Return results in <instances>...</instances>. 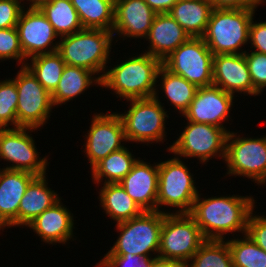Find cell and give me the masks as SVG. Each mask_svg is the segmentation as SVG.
Wrapping results in <instances>:
<instances>
[{
	"mask_svg": "<svg viewBox=\"0 0 266 267\" xmlns=\"http://www.w3.org/2000/svg\"><path fill=\"white\" fill-rule=\"evenodd\" d=\"M161 77V90L163 89L165 98H168L175 109L182 115L188 109L194 99L197 87L188 82L185 78L175 75L167 70L163 65L159 68L157 78Z\"/></svg>",
	"mask_w": 266,
	"mask_h": 267,
	"instance_id": "obj_30",
	"label": "cell"
},
{
	"mask_svg": "<svg viewBox=\"0 0 266 267\" xmlns=\"http://www.w3.org/2000/svg\"><path fill=\"white\" fill-rule=\"evenodd\" d=\"M244 55L253 82L254 96L259 95L266 87V54L245 51Z\"/></svg>",
	"mask_w": 266,
	"mask_h": 267,
	"instance_id": "obj_36",
	"label": "cell"
},
{
	"mask_svg": "<svg viewBox=\"0 0 266 267\" xmlns=\"http://www.w3.org/2000/svg\"><path fill=\"white\" fill-rule=\"evenodd\" d=\"M99 196L101 207L117 223L130 220L144 212L119 183L103 184Z\"/></svg>",
	"mask_w": 266,
	"mask_h": 267,
	"instance_id": "obj_26",
	"label": "cell"
},
{
	"mask_svg": "<svg viewBox=\"0 0 266 267\" xmlns=\"http://www.w3.org/2000/svg\"><path fill=\"white\" fill-rule=\"evenodd\" d=\"M189 171L178 156L158 163L157 211L164 205L179 208L175 213L191 212L199 192Z\"/></svg>",
	"mask_w": 266,
	"mask_h": 267,
	"instance_id": "obj_8",
	"label": "cell"
},
{
	"mask_svg": "<svg viewBox=\"0 0 266 267\" xmlns=\"http://www.w3.org/2000/svg\"><path fill=\"white\" fill-rule=\"evenodd\" d=\"M151 267H186V265L182 262L160 258L156 255Z\"/></svg>",
	"mask_w": 266,
	"mask_h": 267,
	"instance_id": "obj_43",
	"label": "cell"
},
{
	"mask_svg": "<svg viewBox=\"0 0 266 267\" xmlns=\"http://www.w3.org/2000/svg\"><path fill=\"white\" fill-rule=\"evenodd\" d=\"M4 169H5V168H2V170L0 169V176H1L2 172L4 171Z\"/></svg>",
	"mask_w": 266,
	"mask_h": 267,
	"instance_id": "obj_45",
	"label": "cell"
},
{
	"mask_svg": "<svg viewBox=\"0 0 266 267\" xmlns=\"http://www.w3.org/2000/svg\"><path fill=\"white\" fill-rule=\"evenodd\" d=\"M150 256H140L127 253L124 255H104L97 263V267H151L153 262Z\"/></svg>",
	"mask_w": 266,
	"mask_h": 267,
	"instance_id": "obj_37",
	"label": "cell"
},
{
	"mask_svg": "<svg viewBox=\"0 0 266 267\" xmlns=\"http://www.w3.org/2000/svg\"><path fill=\"white\" fill-rule=\"evenodd\" d=\"M158 98L156 92L154 97L128 100L131 107L127 113H118L126 141L148 144L165 140V121L168 115Z\"/></svg>",
	"mask_w": 266,
	"mask_h": 267,
	"instance_id": "obj_7",
	"label": "cell"
},
{
	"mask_svg": "<svg viewBox=\"0 0 266 267\" xmlns=\"http://www.w3.org/2000/svg\"><path fill=\"white\" fill-rule=\"evenodd\" d=\"M214 8L256 9L263 0H210Z\"/></svg>",
	"mask_w": 266,
	"mask_h": 267,
	"instance_id": "obj_41",
	"label": "cell"
},
{
	"mask_svg": "<svg viewBox=\"0 0 266 267\" xmlns=\"http://www.w3.org/2000/svg\"><path fill=\"white\" fill-rule=\"evenodd\" d=\"M93 72L76 66L65 65L56 89L51 93L53 106L65 104L81 95L93 84L101 85L100 77L94 78Z\"/></svg>",
	"mask_w": 266,
	"mask_h": 267,
	"instance_id": "obj_25",
	"label": "cell"
},
{
	"mask_svg": "<svg viewBox=\"0 0 266 267\" xmlns=\"http://www.w3.org/2000/svg\"><path fill=\"white\" fill-rule=\"evenodd\" d=\"M186 267H233L227 241L206 240L189 260Z\"/></svg>",
	"mask_w": 266,
	"mask_h": 267,
	"instance_id": "obj_32",
	"label": "cell"
},
{
	"mask_svg": "<svg viewBox=\"0 0 266 267\" xmlns=\"http://www.w3.org/2000/svg\"><path fill=\"white\" fill-rule=\"evenodd\" d=\"M15 59L21 66H25L26 57L19 42V34L16 27L0 29V60ZM23 60V61H22ZM24 62V63H23Z\"/></svg>",
	"mask_w": 266,
	"mask_h": 267,
	"instance_id": "obj_35",
	"label": "cell"
},
{
	"mask_svg": "<svg viewBox=\"0 0 266 267\" xmlns=\"http://www.w3.org/2000/svg\"><path fill=\"white\" fill-rule=\"evenodd\" d=\"M213 85L233 94L243 92L254 95L253 82L243 54H217L213 56Z\"/></svg>",
	"mask_w": 266,
	"mask_h": 267,
	"instance_id": "obj_17",
	"label": "cell"
},
{
	"mask_svg": "<svg viewBox=\"0 0 266 267\" xmlns=\"http://www.w3.org/2000/svg\"><path fill=\"white\" fill-rule=\"evenodd\" d=\"M228 175L245 176L257 184L266 183V136L243 138L229 132L226 138L225 159Z\"/></svg>",
	"mask_w": 266,
	"mask_h": 267,
	"instance_id": "obj_10",
	"label": "cell"
},
{
	"mask_svg": "<svg viewBox=\"0 0 266 267\" xmlns=\"http://www.w3.org/2000/svg\"><path fill=\"white\" fill-rule=\"evenodd\" d=\"M35 174L4 169L0 176V228L18 226V208Z\"/></svg>",
	"mask_w": 266,
	"mask_h": 267,
	"instance_id": "obj_20",
	"label": "cell"
},
{
	"mask_svg": "<svg viewBox=\"0 0 266 267\" xmlns=\"http://www.w3.org/2000/svg\"><path fill=\"white\" fill-rule=\"evenodd\" d=\"M93 116L88 135H85L87 141L84 151L91 169L112 152L123 148L121 141H126L118 113H98Z\"/></svg>",
	"mask_w": 266,
	"mask_h": 267,
	"instance_id": "obj_15",
	"label": "cell"
},
{
	"mask_svg": "<svg viewBox=\"0 0 266 267\" xmlns=\"http://www.w3.org/2000/svg\"><path fill=\"white\" fill-rule=\"evenodd\" d=\"M13 80L18 91L17 128L30 127L37 130L50 117L53 108L51 94L26 66H21Z\"/></svg>",
	"mask_w": 266,
	"mask_h": 267,
	"instance_id": "obj_11",
	"label": "cell"
},
{
	"mask_svg": "<svg viewBox=\"0 0 266 267\" xmlns=\"http://www.w3.org/2000/svg\"><path fill=\"white\" fill-rule=\"evenodd\" d=\"M158 178V163L138 159L119 184L143 211H157Z\"/></svg>",
	"mask_w": 266,
	"mask_h": 267,
	"instance_id": "obj_18",
	"label": "cell"
},
{
	"mask_svg": "<svg viewBox=\"0 0 266 267\" xmlns=\"http://www.w3.org/2000/svg\"><path fill=\"white\" fill-rule=\"evenodd\" d=\"M254 12L255 9L214 8L212 10L202 38L213 55L245 52L240 48L247 42L250 43L249 29Z\"/></svg>",
	"mask_w": 266,
	"mask_h": 267,
	"instance_id": "obj_4",
	"label": "cell"
},
{
	"mask_svg": "<svg viewBox=\"0 0 266 267\" xmlns=\"http://www.w3.org/2000/svg\"><path fill=\"white\" fill-rule=\"evenodd\" d=\"M165 211H144L130 220L117 223L120 235L106 255L150 256L159 252L160 231Z\"/></svg>",
	"mask_w": 266,
	"mask_h": 267,
	"instance_id": "obj_5",
	"label": "cell"
},
{
	"mask_svg": "<svg viewBox=\"0 0 266 267\" xmlns=\"http://www.w3.org/2000/svg\"><path fill=\"white\" fill-rule=\"evenodd\" d=\"M213 9L210 0H178L168 13L190 37H203Z\"/></svg>",
	"mask_w": 266,
	"mask_h": 267,
	"instance_id": "obj_24",
	"label": "cell"
},
{
	"mask_svg": "<svg viewBox=\"0 0 266 267\" xmlns=\"http://www.w3.org/2000/svg\"><path fill=\"white\" fill-rule=\"evenodd\" d=\"M59 40L57 52L66 65L81 67L94 74L103 72L99 76L100 80L103 78L112 48V31L84 28Z\"/></svg>",
	"mask_w": 266,
	"mask_h": 267,
	"instance_id": "obj_3",
	"label": "cell"
},
{
	"mask_svg": "<svg viewBox=\"0 0 266 267\" xmlns=\"http://www.w3.org/2000/svg\"><path fill=\"white\" fill-rule=\"evenodd\" d=\"M213 53L202 37H190L162 65L197 88L213 85Z\"/></svg>",
	"mask_w": 266,
	"mask_h": 267,
	"instance_id": "obj_9",
	"label": "cell"
},
{
	"mask_svg": "<svg viewBox=\"0 0 266 267\" xmlns=\"http://www.w3.org/2000/svg\"><path fill=\"white\" fill-rule=\"evenodd\" d=\"M246 234L266 251V216H254L252 211L247 221Z\"/></svg>",
	"mask_w": 266,
	"mask_h": 267,
	"instance_id": "obj_39",
	"label": "cell"
},
{
	"mask_svg": "<svg viewBox=\"0 0 266 267\" xmlns=\"http://www.w3.org/2000/svg\"><path fill=\"white\" fill-rule=\"evenodd\" d=\"M227 135L228 133L218 126L189 121L168 150L174 153V156L180 155V158H199L200 163L204 164L215 155L225 159Z\"/></svg>",
	"mask_w": 266,
	"mask_h": 267,
	"instance_id": "obj_12",
	"label": "cell"
},
{
	"mask_svg": "<svg viewBox=\"0 0 266 267\" xmlns=\"http://www.w3.org/2000/svg\"><path fill=\"white\" fill-rule=\"evenodd\" d=\"M46 174L36 176L27 187L18 208V227L30 224L45 210L60 200L46 182Z\"/></svg>",
	"mask_w": 266,
	"mask_h": 267,
	"instance_id": "obj_23",
	"label": "cell"
},
{
	"mask_svg": "<svg viewBox=\"0 0 266 267\" xmlns=\"http://www.w3.org/2000/svg\"><path fill=\"white\" fill-rule=\"evenodd\" d=\"M23 0H0V29L16 27L24 8Z\"/></svg>",
	"mask_w": 266,
	"mask_h": 267,
	"instance_id": "obj_38",
	"label": "cell"
},
{
	"mask_svg": "<svg viewBox=\"0 0 266 267\" xmlns=\"http://www.w3.org/2000/svg\"><path fill=\"white\" fill-rule=\"evenodd\" d=\"M30 1L31 4H35L36 2H38L39 0H27Z\"/></svg>",
	"mask_w": 266,
	"mask_h": 267,
	"instance_id": "obj_44",
	"label": "cell"
},
{
	"mask_svg": "<svg viewBox=\"0 0 266 267\" xmlns=\"http://www.w3.org/2000/svg\"><path fill=\"white\" fill-rule=\"evenodd\" d=\"M234 95L218 86L210 85L197 89L184 116L190 122L212 124L228 131L221 122L229 119Z\"/></svg>",
	"mask_w": 266,
	"mask_h": 267,
	"instance_id": "obj_16",
	"label": "cell"
},
{
	"mask_svg": "<svg viewBox=\"0 0 266 267\" xmlns=\"http://www.w3.org/2000/svg\"><path fill=\"white\" fill-rule=\"evenodd\" d=\"M63 206L61 199L45 210L27 226L45 243L65 244L73 236V214Z\"/></svg>",
	"mask_w": 266,
	"mask_h": 267,
	"instance_id": "obj_22",
	"label": "cell"
},
{
	"mask_svg": "<svg viewBox=\"0 0 266 267\" xmlns=\"http://www.w3.org/2000/svg\"><path fill=\"white\" fill-rule=\"evenodd\" d=\"M71 3L83 28L113 30L115 0H71Z\"/></svg>",
	"mask_w": 266,
	"mask_h": 267,
	"instance_id": "obj_28",
	"label": "cell"
},
{
	"mask_svg": "<svg viewBox=\"0 0 266 267\" xmlns=\"http://www.w3.org/2000/svg\"><path fill=\"white\" fill-rule=\"evenodd\" d=\"M243 235V239L227 240L233 267H266V251L247 234Z\"/></svg>",
	"mask_w": 266,
	"mask_h": 267,
	"instance_id": "obj_33",
	"label": "cell"
},
{
	"mask_svg": "<svg viewBox=\"0 0 266 267\" xmlns=\"http://www.w3.org/2000/svg\"><path fill=\"white\" fill-rule=\"evenodd\" d=\"M205 241L189 213H164L157 256L186 265Z\"/></svg>",
	"mask_w": 266,
	"mask_h": 267,
	"instance_id": "obj_6",
	"label": "cell"
},
{
	"mask_svg": "<svg viewBox=\"0 0 266 267\" xmlns=\"http://www.w3.org/2000/svg\"><path fill=\"white\" fill-rule=\"evenodd\" d=\"M30 5L26 11L22 10L16 25L26 61L30 57L56 52L59 44L53 43L58 35L52 24L35 4Z\"/></svg>",
	"mask_w": 266,
	"mask_h": 267,
	"instance_id": "obj_14",
	"label": "cell"
},
{
	"mask_svg": "<svg viewBox=\"0 0 266 267\" xmlns=\"http://www.w3.org/2000/svg\"><path fill=\"white\" fill-rule=\"evenodd\" d=\"M25 66L32 72L41 85L51 94L57 87L65 68V62L56 51L30 58Z\"/></svg>",
	"mask_w": 266,
	"mask_h": 267,
	"instance_id": "obj_31",
	"label": "cell"
},
{
	"mask_svg": "<svg viewBox=\"0 0 266 267\" xmlns=\"http://www.w3.org/2000/svg\"><path fill=\"white\" fill-rule=\"evenodd\" d=\"M190 36L169 13L156 14L149 33V50L145 53L163 62L174 50L185 43Z\"/></svg>",
	"mask_w": 266,
	"mask_h": 267,
	"instance_id": "obj_21",
	"label": "cell"
},
{
	"mask_svg": "<svg viewBox=\"0 0 266 267\" xmlns=\"http://www.w3.org/2000/svg\"><path fill=\"white\" fill-rule=\"evenodd\" d=\"M35 5L60 38L84 29L71 0H39Z\"/></svg>",
	"mask_w": 266,
	"mask_h": 267,
	"instance_id": "obj_27",
	"label": "cell"
},
{
	"mask_svg": "<svg viewBox=\"0 0 266 267\" xmlns=\"http://www.w3.org/2000/svg\"><path fill=\"white\" fill-rule=\"evenodd\" d=\"M157 14L168 13L178 0H144Z\"/></svg>",
	"mask_w": 266,
	"mask_h": 267,
	"instance_id": "obj_42",
	"label": "cell"
},
{
	"mask_svg": "<svg viewBox=\"0 0 266 267\" xmlns=\"http://www.w3.org/2000/svg\"><path fill=\"white\" fill-rule=\"evenodd\" d=\"M249 41L254 52L266 54V22L254 23L253 18L250 23Z\"/></svg>",
	"mask_w": 266,
	"mask_h": 267,
	"instance_id": "obj_40",
	"label": "cell"
},
{
	"mask_svg": "<svg viewBox=\"0 0 266 267\" xmlns=\"http://www.w3.org/2000/svg\"><path fill=\"white\" fill-rule=\"evenodd\" d=\"M27 130L33 132L35 128L0 129V158L13 164L7 165L5 169L26 171L36 176L44 175L49 165L48 160L45 157L39 158L35 141Z\"/></svg>",
	"mask_w": 266,
	"mask_h": 267,
	"instance_id": "obj_13",
	"label": "cell"
},
{
	"mask_svg": "<svg viewBox=\"0 0 266 267\" xmlns=\"http://www.w3.org/2000/svg\"><path fill=\"white\" fill-rule=\"evenodd\" d=\"M156 14L144 0H115L113 36L146 38Z\"/></svg>",
	"mask_w": 266,
	"mask_h": 267,
	"instance_id": "obj_19",
	"label": "cell"
},
{
	"mask_svg": "<svg viewBox=\"0 0 266 267\" xmlns=\"http://www.w3.org/2000/svg\"><path fill=\"white\" fill-rule=\"evenodd\" d=\"M255 200L249 196H223L201 199L196 197L189 213L196 221L206 240H224V234H246L249 215Z\"/></svg>",
	"mask_w": 266,
	"mask_h": 267,
	"instance_id": "obj_1",
	"label": "cell"
},
{
	"mask_svg": "<svg viewBox=\"0 0 266 267\" xmlns=\"http://www.w3.org/2000/svg\"><path fill=\"white\" fill-rule=\"evenodd\" d=\"M18 91L13 79L0 81V129L17 128Z\"/></svg>",
	"mask_w": 266,
	"mask_h": 267,
	"instance_id": "obj_34",
	"label": "cell"
},
{
	"mask_svg": "<svg viewBox=\"0 0 266 267\" xmlns=\"http://www.w3.org/2000/svg\"><path fill=\"white\" fill-rule=\"evenodd\" d=\"M127 149L123 147L112 152L91 169L94 183L102 182L103 177V184L119 183L132 170L138 159Z\"/></svg>",
	"mask_w": 266,
	"mask_h": 267,
	"instance_id": "obj_29",
	"label": "cell"
},
{
	"mask_svg": "<svg viewBox=\"0 0 266 267\" xmlns=\"http://www.w3.org/2000/svg\"><path fill=\"white\" fill-rule=\"evenodd\" d=\"M162 62L148 53L128 58L117 66L107 69L101 79V87L114 90L125 100L154 97L157 73Z\"/></svg>",
	"mask_w": 266,
	"mask_h": 267,
	"instance_id": "obj_2",
	"label": "cell"
}]
</instances>
